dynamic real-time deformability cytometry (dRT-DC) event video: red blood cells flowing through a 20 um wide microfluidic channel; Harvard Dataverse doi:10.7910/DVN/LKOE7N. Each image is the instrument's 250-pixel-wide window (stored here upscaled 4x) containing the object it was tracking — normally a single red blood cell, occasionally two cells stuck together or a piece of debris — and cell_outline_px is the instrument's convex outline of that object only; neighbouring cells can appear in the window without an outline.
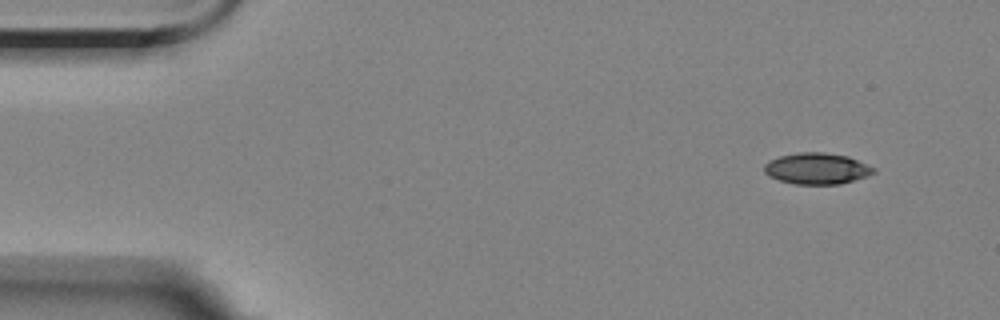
{"species": "Egyptian fruit bat (a non-hibernating species)", "species_latin": "Rousettus aegyptiacus", "temperature_condition": "room temperature", "stored_images_in_passage": 9, "camera_frame_rate_fps": 3000, "um_per_image_px": 0.085, "animal": {"sex": "female"}, "frame": {"image": 1, "passage_image": 1, "time_ms": 0.0, "image_size_px": [1000, 320], "cell_outline_px": [[876, 172], [840, 184], [796, 184], [780, 180], [768, 176], [764, 172], [764, 164], [780, 156], [800, 152], [824, 152], [848, 156], [876, 168]], "centroid_in_image_um": [69.43, 14.32], "position_along_channel_um": 15.6, "area_um2": 19.71}}
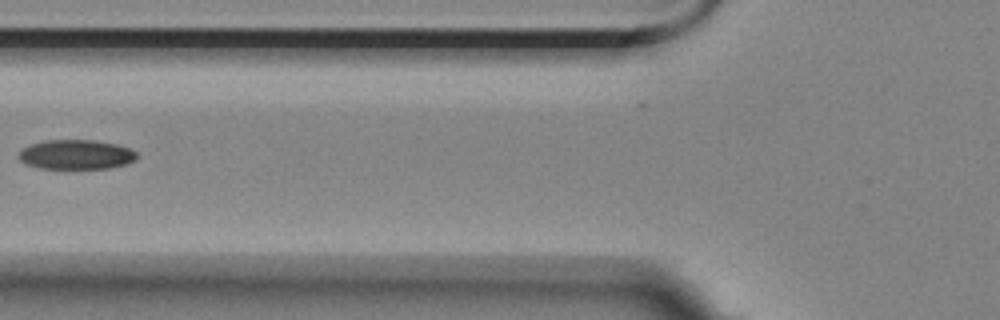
{"frame": {"image": 2, "passage_image": 6, "time_ms": 5.667, "image_size_px": [1000, 320], "cell_outline_px": [[140, 156], [136, 160], [128, 164], [108, 168], [40, 168], [24, 164], [16, 156], [28, 144], [44, 140], [96, 140], [116, 144], [128, 148], [136, 152]], "centroid_in_image_um": [6.47, 13.13], "position_along_channel_um": 119.3, "area_um2": 20.58}}
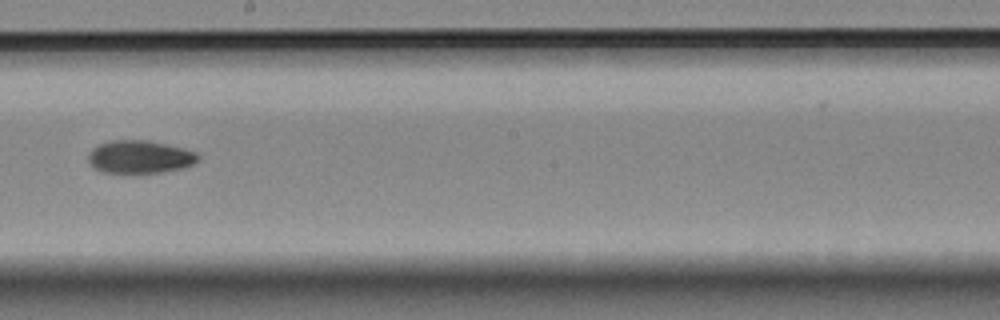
{"frame": {"image": 3, "passage_image": 9, "time_ms": 9.0, "image_size_px": [1000, 320], "cell_outline_px": [[200, 160], [196, 164], [164, 172], [104, 172], [96, 168], [88, 160], [88, 152], [92, 148], [108, 140], [148, 140], [184, 148], [196, 152], [200, 156]], "centroid_in_image_um": [11.92, 13.32], "position_along_channel_um": 236.3, "area_um2": 21.04}}